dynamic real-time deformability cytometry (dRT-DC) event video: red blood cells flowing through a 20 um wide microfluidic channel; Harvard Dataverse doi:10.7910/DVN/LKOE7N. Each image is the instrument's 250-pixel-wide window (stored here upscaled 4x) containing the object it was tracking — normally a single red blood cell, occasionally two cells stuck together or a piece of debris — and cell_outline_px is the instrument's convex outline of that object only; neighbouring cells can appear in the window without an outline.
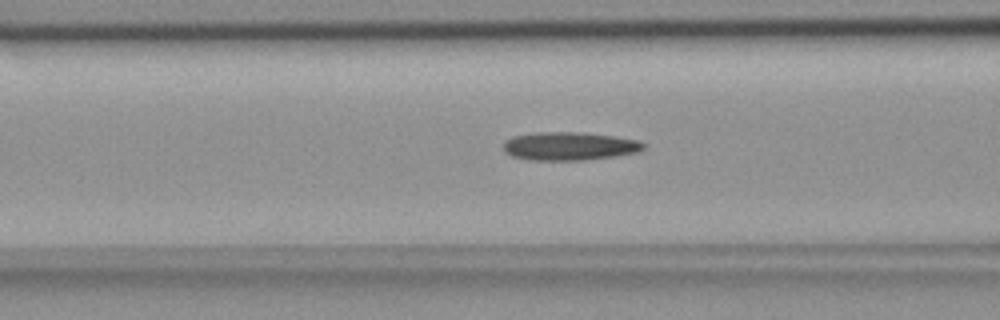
{"species": "common noctule bat (a hibernating species)", "species_latin": "Nyctalus noctula", "temperature_condition": "room temperature", "stored_images_in_passage": 54, "camera_frame_rate_fps": 3000, "um_per_image_px": 0.085, "animal": {"sex": "female", "body_mass_g": 18.4}, "frame": {"image": 1, "passage_image": 21, "time_ms": 6.667, "image_size_px": [1000, 320], "cell_outline_px": [[648, 144], [640, 152], [616, 156], [584, 160], [528, 160], [512, 156], [504, 152], [504, 140], [512, 136], [536, 132], [584, 132], [640, 140]], "centroid_in_image_um": [48.42, 12.42], "position_along_channel_um": 118.2, "area_um2": 23.47}}
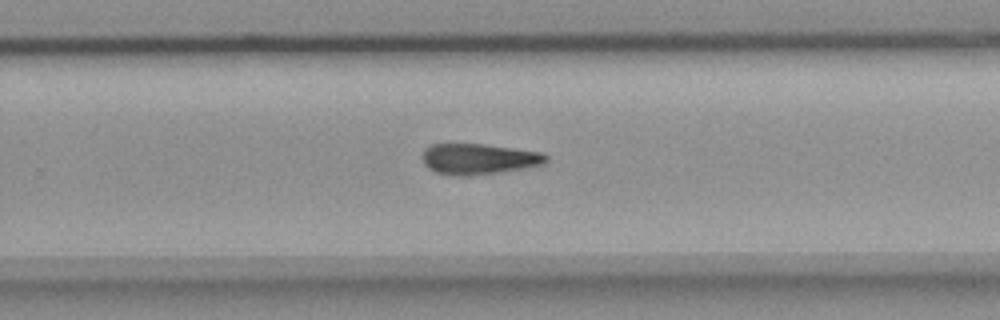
{"frame": {"image": 2, "passage_image": 35, "time_ms": 11.333, "image_size_px": [1000, 320], "cell_outline_px": [[548, 160], [544, 164], [520, 168], [468, 176], [452, 176], [436, 172], [428, 168], [424, 164], [424, 148], [432, 144], [484, 144], [544, 152], [548, 156]], "centroid_in_image_um": [40.69, 13.5], "position_along_channel_um": 289.1, "area_um2": 22.02}}
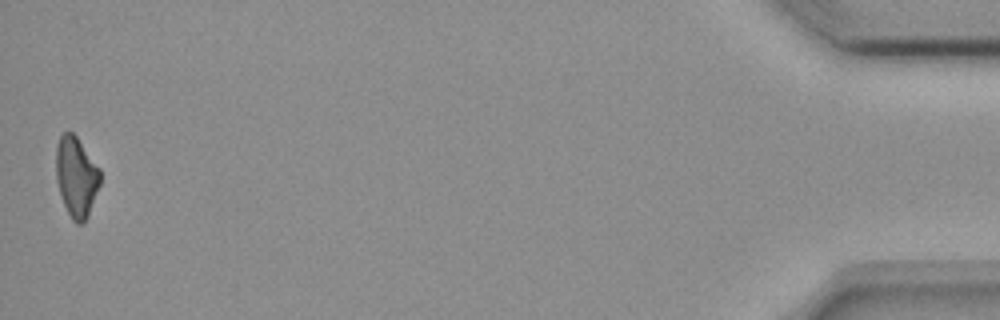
{"frame": {"image": 3, "passage_image": 54, "time_ms": 17.667, "image_size_px": [1000, 320], "cell_outline_px": [[100, 184], [88, 216], [80, 224], [76, 224], [72, 220], [60, 196], [56, 180], [56, 144], [60, 136], [68, 128], [76, 136], [100, 168]], "centroid_in_image_um": [6.47, 15.0], "position_along_channel_um": 428.7, "area_um2": 20.75}}